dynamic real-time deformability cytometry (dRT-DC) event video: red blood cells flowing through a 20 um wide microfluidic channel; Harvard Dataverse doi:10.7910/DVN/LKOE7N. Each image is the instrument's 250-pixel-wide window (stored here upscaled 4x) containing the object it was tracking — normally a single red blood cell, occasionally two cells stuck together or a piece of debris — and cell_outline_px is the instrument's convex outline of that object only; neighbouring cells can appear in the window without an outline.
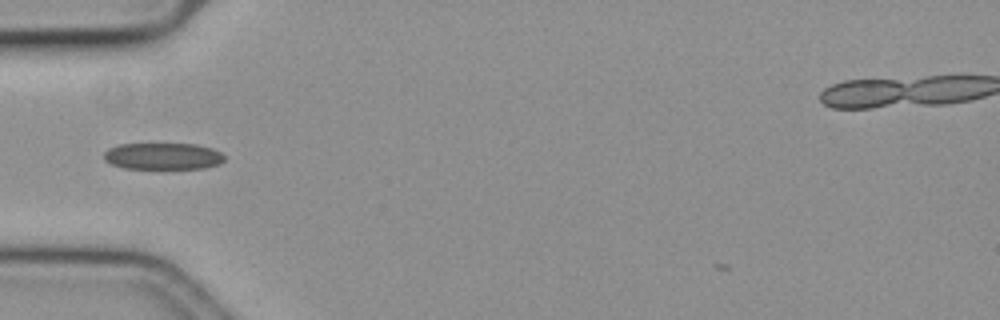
{"species": "common noctule bat (a hibernating species)", "species_latin": "Nyctalus noctula", "temperature_condition": "cold", "stored_images_in_passage": 4, "camera_frame_rate_fps": 3000, "um_per_image_px": 0.085, "animal": {"sex": "female", "body_mass_g": 19.3, "forearm_length_mm": 54.1}, "frame": {"image": 1, "passage_image": 1, "time_ms": 0.0, "image_size_px": [1000, 320], "cell_outline_px": [[224, 160], [220, 164], [204, 168], [124, 168], [112, 164], [104, 160], [104, 152], [108, 148], [120, 144], [196, 144], [212, 148], [220, 152], [224, 156]], "centroid_in_image_um": [13.85, 13.27], "position_along_channel_um": 71.1, "area_um2": 18.67}}